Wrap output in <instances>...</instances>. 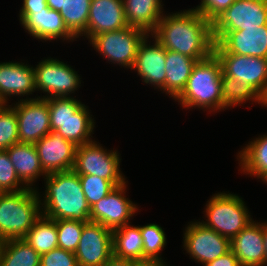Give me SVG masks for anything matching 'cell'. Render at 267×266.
Masks as SVG:
<instances>
[{
    "label": "cell",
    "instance_id": "cell-1",
    "mask_svg": "<svg viewBox=\"0 0 267 266\" xmlns=\"http://www.w3.org/2000/svg\"><path fill=\"white\" fill-rule=\"evenodd\" d=\"M151 35L166 50L198 61L213 53L212 23L193 8L164 15Z\"/></svg>",
    "mask_w": 267,
    "mask_h": 266
},
{
    "label": "cell",
    "instance_id": "cell-2",
    "mask_svg": "<svg viewBox=\"0 0 267 266\" xmlns=\"http://www.w3.org/2000/svg\"><path fill=\"white\" fill-rule=\"evenodd\" d=\"M44 179L46 190L43 200L36 189L44 216L54 220L90 222L91 207L86 201L79 175L74 170L53 172Z\"/></svg>",
    "mask_w": 267,
    "mask_h": 266
},
{
    "label": "cell",
    "instance_id": "cell-3",
    "mask_svg": "<svg viewBox=\"0 0 267 266\" xmlns=\"http://www.w3.org/2000/svg\"><path fill=\"white\" fill-rule=\"evenodd\" d=\"M221 75V63L212 53L197 61L185 88L174 100L185 109L198 107L211 113L228 109L223 103Z\"/></svg>",
    "mask_w": 267,
    "mask_h": 266
},
{
    "label": "cell",
    "instance_id": "cell-4",
    "mask_svg": "<svg viewBox=\"0 0 267 266\" xmlns=\"http://www.w3.org/2000/svg\"><path fill=\"white\" fill-rule=\"evenodd\" d=\"M39 196L34 189L0 194V239H23L41 216Z\"/></svg>",
    "mask_w": 267,
    "mask_h": 266
},
{
    "label": "cell",
    "instance_id": "cell-5",
    "mask_svg": "<svg viewBox=\"0 0 267 266\" xmlns=\"http://www.w3.org/2000/svg\"><path fill=\"white\" fill-rule=\"evenodd\" d=\"M232 193H215L206 203L202 223L230 241L253 221L245 202Z\"/></svg>",
    "mask_w": 267,
    "mask_h": 266
},
{
    "label": "cell",
    "instance_id": "cell-6",
    "mask_svg": "<svg viewBox=\"0 0 267 266\" xmlns=\"http://www.w3.org/2000/svg\"><path fill=\"white\" fill-rule=\"evenodd\" d=\"M147 35L143 29L127 26L95 35L89 43L108 62L132 69L138 48Z\"/></svg>",
    "mask_w": 267,
    "mask_h": 266
},
{
    "label": "cell",
    "instance_id": "cell-7",
    "mask_svg": "<svg viewBox=\"0 0 267 266\" xmlns=\"http://www.w3.org/2000/svg\"><path fill=\"white\" fill-rule=\"evenodd\" d=\"M120 162L117 150H107L92 140L77 146L73 170L78 175H95L109 180L116 187L126 182L120 170Z\"/></svg>",
    "mask_w": 267,
    "mask_h": 266
},
{
    "label": "cell",
    "instance_id": "cell-8",
    "mask_svg": "<svg viewBox=\"0 0 267 266\" xmlns=\"http://www.w3.org/2000/svg\"><path fill=\"white\" fill-rule=\"evenodd\" d=\"M35 89L45 95L42 99L70 97L81 86L79 74L63 61L54 58L41 60L34 67Z\"/></svg>",
    "mask_w": 267,
    "mask_h": 266
},
{
    "label": "cell",
    "instance_id": "cell-9",
    "mask_svg": "<svg viewBox=\"0 0 267 266\" xmlns=\"http://www.w3.org/2000/svg\"><path fill=\"white\" fill-rule=\"evenodd\" d=\"M263 25H267V0H235L212 22L214 43L227 32Z\"/></svg>",
    "mask_w": 267,
    "mask_h": 266
},
{
    "label": "cell",
    "instance_id": "cell-10",
    "mask_svg": "<svg viewBox=\"0 0 267 266\" xmlns=\"http://www.w3.org/2000/svg\"><path fill=\"white\" fill-rule=\"evenodd\" d=\"M183 235V248L190 255V258L202 265L225 255L231 250L228 238L206 227L198 220L190 222Z\"/></svg>",
    "mask_w": 267,
    "mask_h": 266
},
{
    "label": "cell",
    "instance_id": "cell-11",
    "mask_svg": "<svg viewBox=\"0 0 267 266\" xmlns=\"http://www.w3.org/2000/svg\"><path fill=\"white\" fill-rule=\"evenodd\" d=\"M219 59L222 73L248 84L267 100V59L233 53H214Z\"/></svg>",
    "mask_w": 267,
    "mask_h": 266
},
{
    "label": "cell",
    "instance_id": "cell-12",
    "mask_svg": "<svg viewBox=\"0 0 267 266\" xmlns=\"http://www.w3.org/2000/svg\"><path fill=\"white\" fill-rule=\"evenodd\" d=\"M10 106L16 112L20 143L35 144L51 132L49 107L46 99L25 100L22 98Z\"/></svg>",
    "mask_w": 267,
    "mask_h": 266
},
{
    "label": "cell",
    "instance_id": "cell-13",
    "mask_svg": "<svg viewBox=\"0 0 267 266\" xmlns=\"http://www.w3.org/2000/svg\"><path fill=\"white\" fill-rule=\"evenodd\" d=\"M127 181L116 186L107 196L91 207L90 222L100 223L105 228L115 230L131 223L130 218L137 213L138 207L125 195Z\"/></svg>",
    "mask_w": 267,
    "mask_h": 266
},
{
    "label": "cell",
    "instance_id": "cell-14",
    "mask_svg": "<svg viewBox=\"0 0 267 266\" xmlns=\"http://www.w3.org/2000/svg\"><path fill=\"white\" fill-rule=\"evenodd\" d=\"M74 253L78 266H103L113 256V231L100 223H86Z\"/></svg>",
    "mask_w": 267,
    "mask_h": 266
},
{
    "label": "cell",
    "instance_id": "cell-15",
    "mask_svg": "<svg viewBox=\"0 0 267 266\" xmlns=\"http://www.w3.org/2000/svg\"><path fill=\"white\" fill-rule=\"evenodd\" d=\"M213 53H233L267 59V25L227 32L214 43Z\"/></svg>",
    "mask_w": 267,
    "mask_h": 266
},
{
    "label": "cell",
    "instance_id": "cell-16",
    "mask_svg": "<svg viewBox=\"0 0 267 266\" xmlns=\"http://www.w3.org/2000/svg\"><path fill=\"white\" fill-rule=\"evenodd\" d=\"M149 36L153 38L149 41ZM155 39V40H154ZM148 42H150L148 44ZM152 44V45H151ZM166 49L151 34L141 42L132 70L141 76L144 84L161 89L166 79Z\"/></svg>",
    "mask_w": 267,
    "mask_h": 266
},
{
    "label": "cell",
    "instance_id": "cell-17",
    "mask_svg": "<svg viewBox=\"0 0 267 266\" xmlns=\"http://www.w3.org/2000/svg\"><path fill=\"white\" fill-rule=\"evenodd\" d=\"M38 157L47 173L73 170L77 146L55 132H50L36 142Z\"/></svg>",
    "mask_w": 267,
    "mask_h": 266
},
{
    "label": "cell",
    "instance_id": "cell-18",
    "mask_svg": "<svg viewBox=\"0 0 267 266\" xmlns=\"http://www.w3.org/2000/svg\"><path fill=\"white\" fill-rule=\"evenodd\" d=\"M19 20L25 31L33 38L42 41L58 39L67 42L76 38L69 32L59 11L50 8L34 11V13H19Z\"/></svg>",
    "mask_w": 267,
    "mask_h": 266
},
{
    "label": "cell",
    "instance_id": "cell-19",
    "mask_svg": "<svg viewBox=\"0 0 267 266\" xmlns=\"http://www.w3.org/2000/svg\"><path fill=\"white\" fill-rule=\"evenodd\" d=\"M23 62L0 63V98L4 104L9 103L11 96H27L25 100H32L28 95L35 89L34 67ZM33 92V93H32ZM9 97V98H8Z\"/></svg>",
    "mask_w": 267,
    "mask_h": 266
},
{
    "label": "cell",
    "instance_id": "cell-20",
    "mask_svg": "<svg viewBox=\"0 0 267 266\" xmlns=\"http://www.w3.org/2000/svg\"><path fill=\"white\" fill-rule=\"evenodd\" d=\"M129 26L125 17L123 0H91L87 40L103 32Z\"/></svg>",
    "mask_w": 267,
    "mask_h": 266
},
{
    "label": "cell",
    "instance_id": "cell-21",
    "mask_svg": "<svg viewBox=\"0 0 267 266\" xmlns=\"http://www.w3.org/2000/svg\"><path fill=\"white\" fill-rule=\"evenodd\" d=\"M231 251L241 266H264L263 223L252 221L231 241Z\"/></svg>",
    "mask_w": 267,
    "mask_h": 266
},
{
    "label": "cell",
    "instance_id": "cell-22",
    "mask_svg": "<svg viewBox=\"0 0 267 266\" xmlns=\"http://www.w3.org/2000/svg\"><path fill=\"white\" fill-rule=\"evenodd\" d=\"M5 150L8 153L19 180L27 188L34 189L33 183L39 177L43 176L44 178L48 175L41 166L34 144L18 142Z\"/></svg>",
    "mask_w": 267,
    "mask_h": 266
},
{
    "label": "cell",
    "instance_id": "cell-23",
    "mask_svg": "<svg viewBox=\"0 0 267 266\" xmlns=\"http://www.w3.org/2000/svg\"><path fill=\"white\" fill-rule=\"evenodd\" d=\"M88 107L83 104L70 118L66 120H50L51 132H55L75 146H81L92 141L95 120Z\"/></svg>",
    "mask_w": 267,
    "mask_h": 266
},
{
    "label": "cell",
    "instance_id": "cell-24",
    "mask_svg": "<svg viewBox=\"0 0 267 266\" xmlns=\"http://www.w3.org/2000/svg\"><path fill=\"white\" fill-rule=\"evenodd\" d=\"M161 2L162 0H123L128 25L151 34L165 15Z\"/></svg>",
    "mask_w": 267,
    "mask_h": 266
},
{
    "label": "cell",
    "instance_id": "cell-25",
    "mask_svg": "<svg viewBox=\"0 0 267 266\" xmlns=\"http://www.w3.org/2000/svg\"><path fill=\"white\" fill-rule=\"evenodd\" d=\"M197 59L166 50V79L160 91L175 99L185 88Z\"/></svg>",
    "mask_w": 267,
    "mask_h": 266
},
{
    "label": "cell",
    "instance_id": "cell-26",
    "mask_svg": "<svg viewBox=\"0 0 267 266\" xmlns=\"http://www.w3.org/2000/svg\"><path fill=\"white\" fill-rule=\"evenodd\" d=\"M113 256L143 265V239L139 226L130 223L113 230Z\"/></svg>",
    "mask_w": 267,
    "mask_h": 266
},
{
    "label": "cell",
    "instance_id": "cell-27",
    "mask_svg": "<svg viewBox=\"0 0 267 266\" xmlns=\"http://www.w3.org/2000/svg\"><path fill=\"white\" fill-rule=\"evenodd\" d=\"M237 157L241 172L259 179L267 172V134L249 141Z\"/></svg>",
    "mask_w": 267,
    "mask_h": 266
},
{
    "label": "cell",
    "instance_id": "cell-28",
    "mask_svg": "<svg viewBox=\"0 0 267 266\" xmlns=\"http://www.w3.org/2000/svg\"><path fill=\"white\" fill-rule=\"evenodd\" d=\"M40 255L58 247L56 220L41 216L23 238Z\"/></svg>",
    "mask_w": 267,
    "mask_h": 266
},
{
    "label": "cell",
    "instance_id": "cell-29",
    "mask_svg": "<svg viewBox=\"0 0 267 266\" xmlns=\"http://www.w3.org/2000/svg\"><path fill=\"white\" fill-rule=\"evenodd\" d=\"M91 0H61L59 11L65 26L75 37L87 38V23L89 17Z\"/></svg>",
    "mask_w": 267,
    "mask_h": 266
},
{
    "label": "cell",
    "instance_id": "cell-30",
    "mask_svg": "<svg viewBox=\"0 0 267 266\" xmlns=\"http://www.w3.org/2000/svg\"><path fill=\"white\" fill-rule=\"evenodd\" d=\"M143 239V266H167L160 252L166 246V234L161 226L150 223L140 226Z\"/></svg>",
    "mask_w": 267,
    "mask_h": 266
},
{
    "label": "cell",
    "instance_id": "cell-31",
    "mask_svg": "<svg viewBox=\"0 0 267 266\" xmlns=\"http://www.w3.org/2000/svg\"><path fill=\"white\" fill-rule=\"evenodd\" d=\"M41 255L23 239L3 242L0 266H40Z\"/></svg>",
    "mask_w": 267,
    "mask_h": 266
},
{
    "label": "cell",
    "instance_id": "cell-32",
    "mask_svg": "<svg viewBox=\"0 0 267 266\" xmlns=\"http://www.w3.org/2000/svg\"><path fill=\"white\" fill-rule=\"evenodd\" d=\"M221 88L223 103L228 109L237 105L241 106L247 101H252L265 107V100L252 87L223 73L221 75Z\"/></svg>",
    "mask_w": 267,
    "mask_h": 266
},
{
    "label": "cell",
    "instance_id": "cell-33",
    "mask_svg": "<svg viewBox=\"0 0 267 266\" xmlns=\"http://www.w3.org/2000/svg\"><path fill=\"white\" fill-rule=\"evenodd\" d=\"M85 222L78 220L60 219L56 220L58 247L75 252L82 234Z\"/></svg>",
    "mask_w": 267,
    "mask_h": 266
},
{
    "label": "cell",
    "instance_id": "cell-34",
    "mask_svg": "<svg viewBox=\"0 0 267 266\" xmlns=\"http://www.w3.org/2000/svg\"><path fill=\"white\" fill-rule=\"evenodd\" d=\"M19 142L18 120L15 110L8 104L0 108V150Z\"/></svg>",
    "mask_w": 267,
    "mask_h": 266
},
{
    "label": "cell",
    "instance_id": "cell-35",
    "mask_svg": "<svg viewBox=\"0 0 267 266\" xmlns=\"http://www.w3.org/2000/svg\"><path fill=\"white\" fill-rule=\"evenodd\" d=\"M86 201L92 207L100 199L107 196L115 186L106 179L95 175H79Z\"/></svg>",
    "mask_w": 267,
    "mask_h": 266
},
{
    "label": "cell",
    "instance_id": "cell-36",
    "mask_svg": "<svg viewBox=\"0 0 267 266\" xmlns=\"http://www.w3.org/2000/svg\"><path fill=\"white\" fill-rule=\"evenodd\" d=\"M23 189L28 188L19 180L7 151L0 150V190L17 192Z\"/></svg>",
    "mask_w": 267,
    "mask_h": 266
},
{
    "label": "cell",
    "instance_id": "cell-37",
    "mask_svg": "<svg viewBox=\"0 0 267 266\" xmlns=\"http://www.w3.org/2000/svg\"><path fill=\"white\" fill-rule=\"evenodd\" d=\"M50 120H66L70 118L82 105L75 97L48 98Z\"/></svg>",
    "mask_w": 267,
    "mask_h": 266
},
{
    "label": "cell",
    "instance_id": "cell-38",
    "mask_svg": "<svg viewBox=\"0 0 267 266\" xmlns=\"http://www.w3.org/2000/svg\"><path fill=\"white\" fill-rule=\"evenodd\" d=\"M40 266H78V264L74 252L57 247L41 254Z\"/></svg>",
    "mask_w": 267,
    "mask_h": 266
},
{
    "label": "cell",
    "instance_id": "cell-39",
    "mask_svg": "<svg viewBox=\"0 0 267 266\" xmlns=\"http://www.w3.org/2000/svg\"><path fill=\"white\" fill-rule=\"evenodd\" d=\"M234 2L235 0H201L200 4L193 9L212 23Z\"/></svg>",
    "mask_w": 267,
    "mask_h": 266
},
{
    "label": "cell",
    "instance_id": "cell-40",
    "mask_svg": "<svg viewBox=\"0 0 267 266\" xmlns=\"http://www.w3.org/2000/svg\"><path fill=\"white\" fill-rule=\"evenodd\" d=\"M203 266H241L235 254L230 250L225 255L210 261Z\"/></svg>",
    "mask_w": 267,
    "mask_h": 266
},
{
    "label": "cell",
    "instance_id": "cell-41",
    "mask_svg": "<svg viewBox=\"0 0 267 266\" xmlns=\"http://www.w3.org/2000/svg\"><path fill=\"white\" fill-rule=\"evenodd\" d=\"M19 13H34V11L49 8L46 0H23Z\"/></svg>",
    "mask_w": 267,
    "mask_h": 266
},
{
    "label": "cell",
    "instance_id": "cell-42",
    "mask_svg": "<svg viewBox=\"0 0 267 266\" xmlns=\"http://www.w3.org/2000/svg\"><path fill=\"white\" fill-rule=\"evenodd\" d=\"M103 266H143L138 261L120 259L112 256Z\"/></svg>",
    "mask_w": 267,
    "mask_h": 266
},
{
    "label": "cell",
    "instance_id": "cell-43",
    "mask_svg": "<svg viewBox=\"0 0 267 266\" xmlns=\"http://www.w3.org/2000/svg\"><path fill=\"white\" fill-rule=\"evenodd\" d=\"M47 5L50 9L60 11L61 10V0H46Z\"/></svg>",
    "mask_w": 267,
    "mask_h": 266
},
{
    "label": "cell",
    "instance_id": "cell-44",
    "mask_svg": "<svg viewBox=\"0 0 267 266\" xmlns=\"http://www.w3.org/2000/svg\"><path fill=\"white\" fill-rule=\"evenodd\" d=\"M263 239L265 246V266H267V221L263 222Z\"/></svg>",
    "mask_w": 267,
    "mask_h": 266
},
{
    "label": "cell",
    "instance_id": "cell-45",
    "mask_svg": "<svg viewBox=\"0 0 267 266\" xmlns=\"http://www.w3.org/2000/svg\"><path fill=\"white\" fill-rule=\"evenodd\" d=\"M259 179H261L263 183L267 184V172L264 173Z\"/></svg>",
    "mask_w": 267,
    "mask_h": 266
},
{
    "label": "cell",
    "instance_id": "cell-46",
    "mask_svg": "<svg viewBox=\"0 0 267 266\" xmlns=\"http://www.w3.org/2000/svg\"><path fill=\"white\" fill-rule=\"evenodd\" d=\"M3 242L1 239H0V257H1V252H2V249H3Z\"/></svg>",
    "mask_w": 267,
    "mask_h": 266
},
{
    "label": "cell",
    "instance_id": "cell-47",
    "mask_svg": "<svg viewBox=\"0 0 267 266\" xmlns=\"http://www.w3.org/2000/svg\"><path fill=\"white\" fill-rule=\"evenodd\" d=\"M5 104L4 102L2 101V99L0 98V108L3 107Z\"/></svg>",
    "mask_w": 267,
    "mask_h": 266
}]
</instances>
